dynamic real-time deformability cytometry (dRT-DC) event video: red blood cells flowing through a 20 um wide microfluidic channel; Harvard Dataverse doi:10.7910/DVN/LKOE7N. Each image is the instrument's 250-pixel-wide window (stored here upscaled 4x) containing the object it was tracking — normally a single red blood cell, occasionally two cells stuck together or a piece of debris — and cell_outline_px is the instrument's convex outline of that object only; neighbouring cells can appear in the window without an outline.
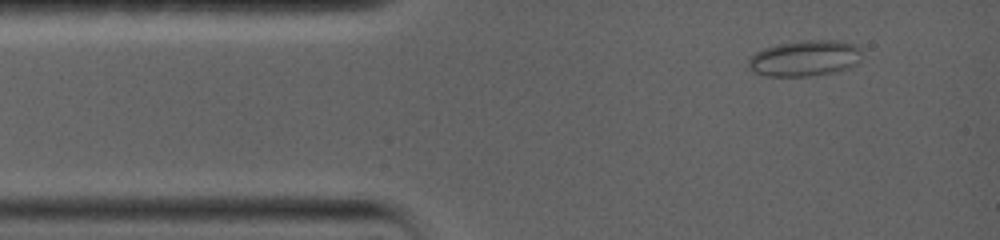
{"species": "common noctule bat (a hibernating species)", "species_latin": "Nyctalus noctula", "temperature_condition": "warm", "stored_images_in_passage": 33, "camera_frame_rate_fps": 5000, "um_per_image_px": 0.085, "animal": {"sex": "female", "body_mass_g": 19.0, "forearm_length_mm": 56.7}, "frame": {"image": 1, "passage_image": 1, "time_ms": 0.0, "image_size_px": [1000, 240], "cell_outline_px": [[860, 60], [856, 64], [848, 68], [832, 72], [808, 76], [764, 76], [752, 72], [748, 68], [748, 60], [756, 52], [764, 48], [780, 44], [800, 40], [840, 40], [856, 44], [860, 48]], "centroid_in_image_um": [68.4, 4.95], "position_along_channel_um": 16.6, "area_um2": 23.87}}
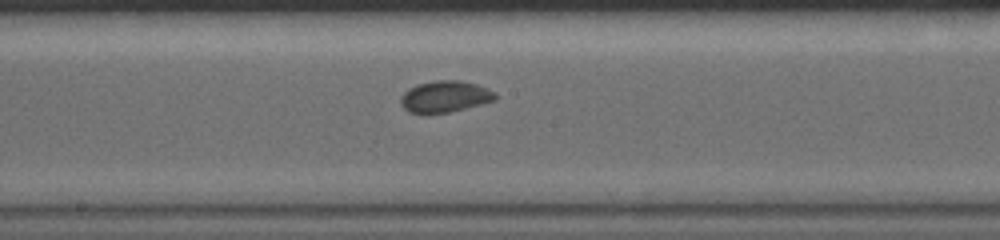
{"frame": {"image": 2, "passage_image": 15, "time_ms": 6.4, "image_size_px": [1000, 240], "cell_outline_px": [[496, 100], [448, 112], [408, 112], [400, 104], [400, 96], [408, 88], [420, 84], [436, 80], [460, 80], [476, 84], [488, 88], [496, 92]], "centroid_in_image_um": [37.83, 8.19], "position_along_channel_um": 210.4, "area_um2": 17.11}}
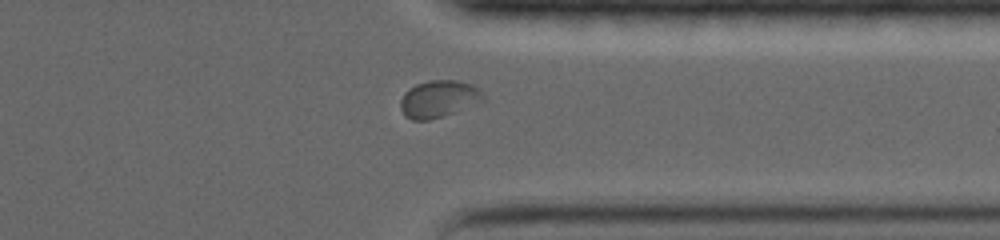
{"frame": {"image": 3, "passage_image": 29, "time_ms": 10.8, "image_size_px": [1000, 240], "cell_outline_px": [[484, 100], [480, 104], [444, 116], [428, 120], [412, 120], [404, 116], [400, 108], [400, 100], [404, 92], [408, 88], [416, 84], [428, 80], [460, 80], [472, 84], [480, 88], [484, 96]], "centroid_in_image_um": [37.32, 8.41], "position_along_channel_um": 374.1, "area_um2": 18.44}, "authors_computed_cell_mechanics": {"area_um2": 17.1088, "velocity_mm_per_s": 3.722, "shape_relaxation_time_tau1_ms": 7.5955, "shape_relaxation_time_tau2_ms": null, "deformation_change_tau1": 0.0867, "deformation_change_tau2": null}}